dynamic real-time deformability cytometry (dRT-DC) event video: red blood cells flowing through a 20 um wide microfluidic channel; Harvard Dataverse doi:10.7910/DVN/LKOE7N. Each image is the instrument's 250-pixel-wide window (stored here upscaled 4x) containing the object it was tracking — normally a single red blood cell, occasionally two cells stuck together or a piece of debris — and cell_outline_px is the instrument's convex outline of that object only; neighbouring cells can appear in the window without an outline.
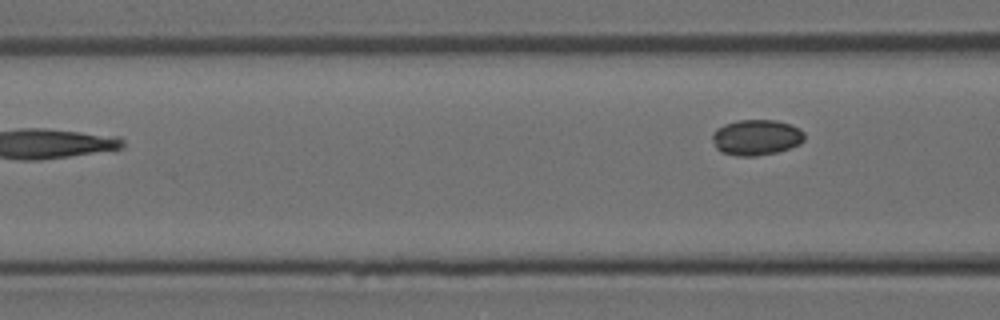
{"species": "Egyptian fruit bat (a non-hibernating species)", "species_latin": "Rousettus aegyptiacus", "temperature_condition": "room temperature", "stored_images_in_passage": 6, "camera_frame_rate_fps": 3000, "um_per_image_px": 0.085, "animal": {"sex": "female"}, "frame": {"image": 1, "passage_image": 6, "time_ms": 1.667, "image_size_px": [1000, 320], "cell_outline_px": [[804, 140], [800, 144], [776, 152], [756, 156], [736, 156], [720, 152], [716, 148], [712, 140], [712, 132], [716, 128], [724, 124], [740, 120], [776, 120], [792, 124], [800, 128], [804, 132]], "centroid_in_image_um": [64.27, 11.67], "position_along_channel_um": 102.3, "area_um2": 19.36}}